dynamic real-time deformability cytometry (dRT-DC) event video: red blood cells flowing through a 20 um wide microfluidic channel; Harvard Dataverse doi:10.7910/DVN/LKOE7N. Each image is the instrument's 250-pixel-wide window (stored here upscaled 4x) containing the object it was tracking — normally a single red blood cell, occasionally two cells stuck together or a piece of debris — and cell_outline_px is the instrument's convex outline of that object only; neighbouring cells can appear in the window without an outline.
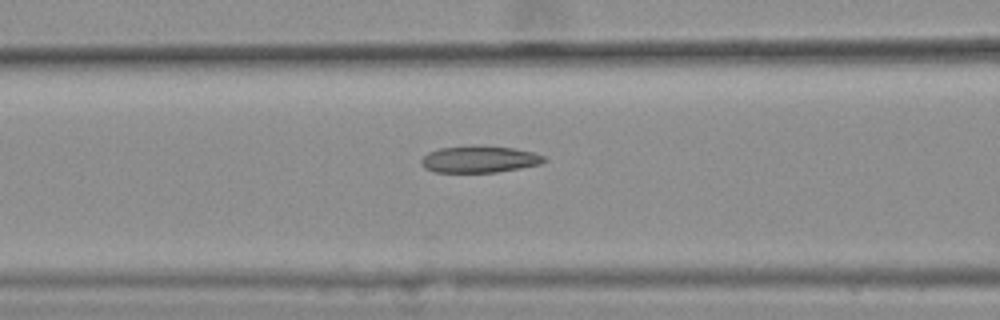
{"species": "common noctule bat (a hibernating species)", "species_latin": "Nyctalus noctula", "temperature_condition": "warm", "stored_images_in_passage": 33, "camera_frame_rate_fps": 3000, "um_per_image_px": 0.085, "animal": {"sex": "female", "body_mass_g": 25.1}, "frame": {"image": 1, "passage_image": 23, "time_ms": 7.333, "image_size_px": [1000, 320], "cell_outline_px": [[548, 160], [540, 164], [520, 168], [496, 172], [436, 172], [424, 168], [420, 160], [428, 152], [440, 148], [512, 148], [532, 152], [544, 156]], "centroid_in_image_um": [40.76, 13.58], "position_along_channel_um": 125.8, "area_um2": 18.26}}
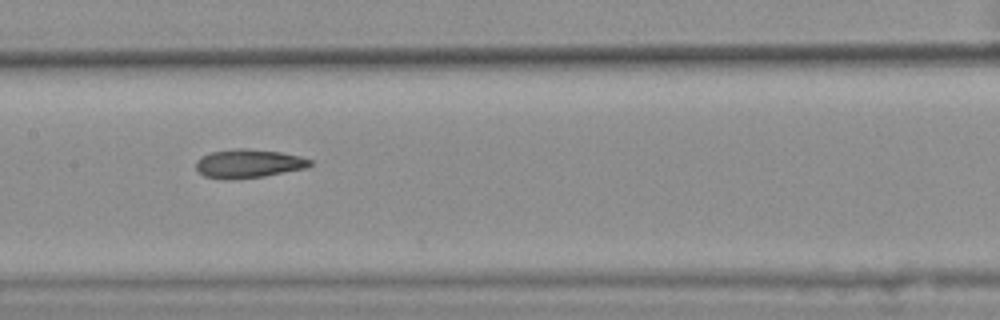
{"frame": {"image": 2, "passage_image": 28, "time_ms": 9.0, "image_size_px": [1000, 320], "cell_outline_px": [[312, 164], [308, 168], [264, 176], [228, 180], [204, 176], [196, 168], [196, 160], [200, 156], [212, 152], [236, 148], [248, 148], [280, 152], [300, 156], [312, 160]], "centroid_in_image_um": [21.13, 13.9], "position_along_channel_um": 186.3, "area_um2": 19.19}}